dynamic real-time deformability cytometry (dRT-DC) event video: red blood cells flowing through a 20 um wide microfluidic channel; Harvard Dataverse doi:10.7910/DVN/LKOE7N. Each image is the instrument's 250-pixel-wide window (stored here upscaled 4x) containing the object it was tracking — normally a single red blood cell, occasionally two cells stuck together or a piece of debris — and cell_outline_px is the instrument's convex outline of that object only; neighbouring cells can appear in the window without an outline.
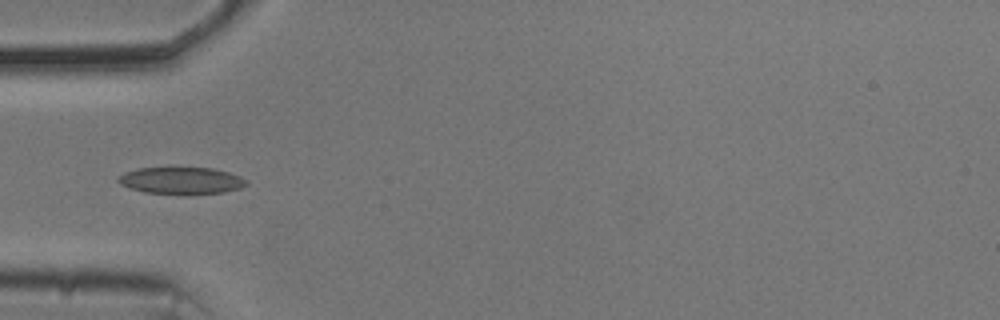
{"species": "common noctule bat (a hibernating species)", "species_latin": "Nyctalus noctula", "temperature_condition": "cold", "stored_images_in_passage": 38, "camera_frame_rate_fps": 3000, "um_per_image_px": 0.085, "animal": {"sex": "male", "body_mass_g": 20.5, "forearm_length_mm": 52.5}, "frame": {"image": 1, "passage_image": 1, "time_ms": 0.0, "image_size_px": [1000, 320], "cell_outline_px": [[248, 184], [240, 188], [224, 192], [144, 192], [128, 188], [120, 184], [116, 180], [124, 172], [140, 168], [212, 168], [228, 172], [240, 176], [248, 180]], "centroid_in_image_um": [15.4, 15.32], "position_along_channel_um": 69.6, "area_um2": 19.42}}
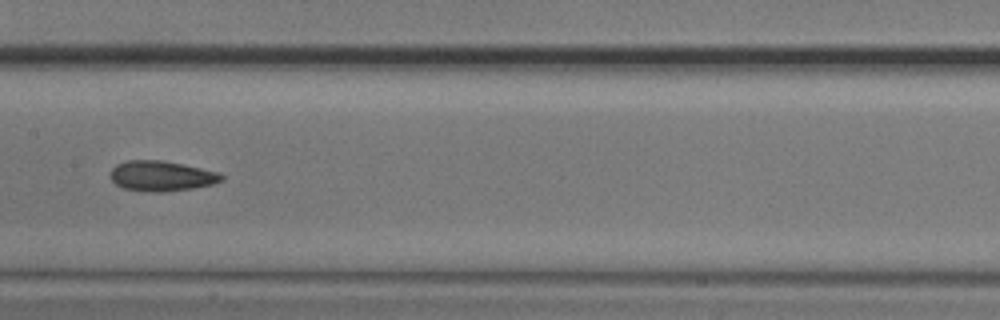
{"frame": {"image": 2, "passage_image": 11, "time_ms": 3.333, "image_size_px": [1000, 320], "cell_outline_px": [[224, 180], [212, 184], [192, 188], [160, 192], [152, 192], [124, 188], [116, 184], [112, 180], [112, 168], [116, 164], [128, 160], [164, 160], [220, 172], [224, 176]], "centroid_in_image_um": [13.76, 14.94], "position_along_channel_um": 193.6, "area_um2": 19.48}}
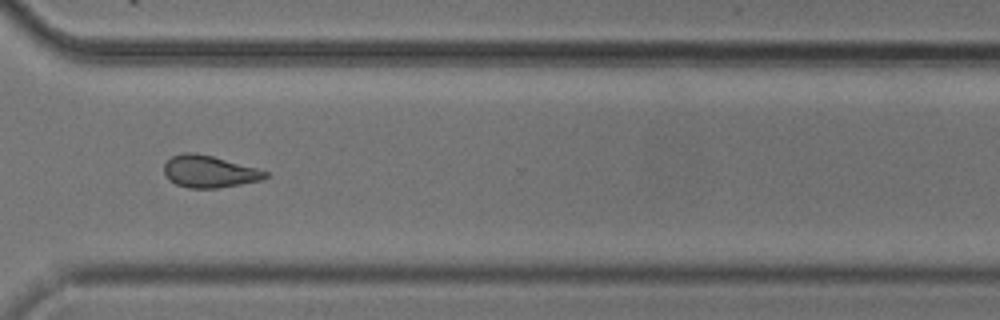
{"frame": {"image": 3, "passage_image": 24, "time_ms": 7.667, "image_size_px": [1000, 320], "cell_outline_px": [[268, 176], [260, 180], [240, 184], [216, 188], [188, 188], [176, 184], [168, 180], [164, 172], [164, 164], [172, 156], [184, 152], [192, 152], [212, 156], [256, 168], [268, 172]], "centroid_in_image_um": [17.74, 14.58], "position_along_channel_um": 352.9, "area_um2": 18.73}, "authors_computed_cell_mechanics": {"area_um2": 18.8428, "velocity_mm_per_s": 3.6838, "shape_relaxation_time_tau1_ms": null, "shape_relaxation_time_tau2_ms": 5.358, "deformation_change_tau1": null, "deformation_change_tau2": 0.1142}}